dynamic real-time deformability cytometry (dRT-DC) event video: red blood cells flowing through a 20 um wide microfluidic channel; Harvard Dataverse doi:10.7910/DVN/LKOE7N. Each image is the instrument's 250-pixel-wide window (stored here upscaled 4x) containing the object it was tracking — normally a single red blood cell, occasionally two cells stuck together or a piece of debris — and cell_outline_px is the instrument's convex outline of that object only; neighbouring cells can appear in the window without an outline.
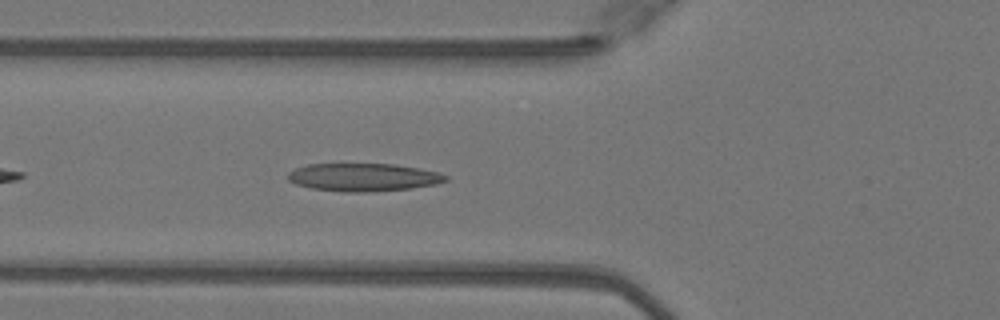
{"species": "Egyptian fruit bat (a non-hibernating species)", "species_latin": "Rousettus aegyptiacus", "temperature_condition": "warm", "stored_images_in_passage": 20, "camera_frame_rate_fps": 3000, "um_per_image_px": 0.085, "animal": {"sex": "female"}, "frame": {"image": 1, "passage_image": 5, "time_ms": 1.333, "image_size_px": [1000, 320], "cell_outline_px": [[448, 180], [436, 184], [412, 188], [372, 192], [348, 192], [312, 188], [296, 184], [288, 180], [288, 172], [296, 168], [308, 164], [396, 164], [420, 168], [440, 172], [448, 176]], "centroid_in_image_um": [30.93, 15.06], "position_along_channel_um": 94.9, "area_um2": 25.78}}
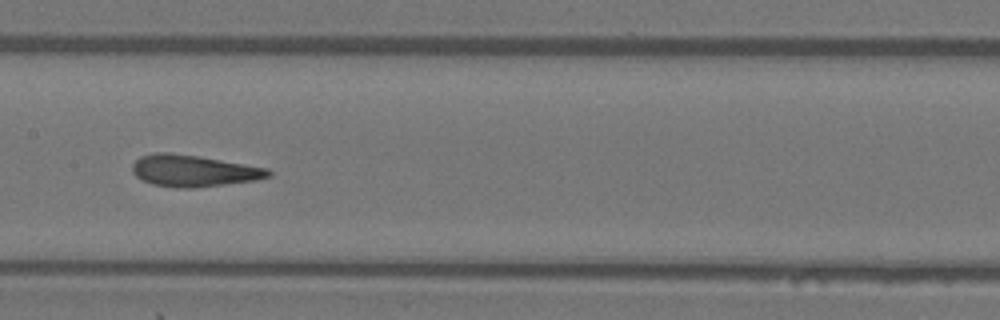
{"frame": {"image": 2, "passage_image": 12, "time_ms": 3.667, "image_size_px": [1000, 320], "cell_outline_px": [[272, 176], [256, 180], [192, 188], [176, 188], [152, 184], [136, 176], [132, 172], [132, 164], [140, 156], [156, 152], [172, 152], [200, 156], [268, 168], [272, 172]], "centroid_in_image_um": [16.45, 14.51], "position_along_channel_um": 190.9, "area_um2": 25.2}}
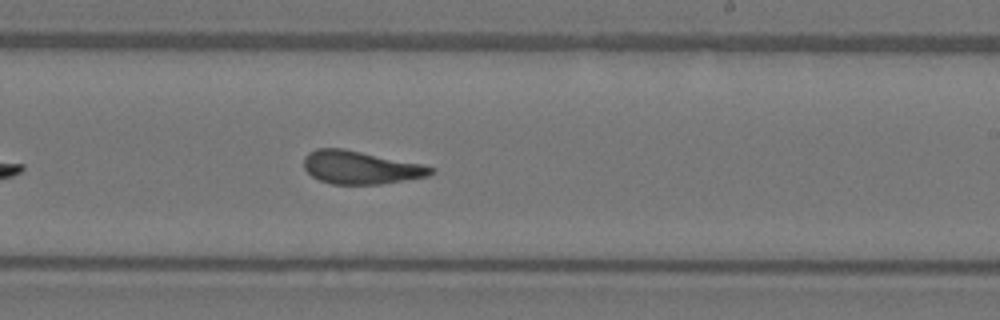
{"frame": {"image": 3, "passage_image": 17, "time_ms": 5.333, "image_size_px": [1000, 320], "cell_outline_px": [[436, 172], [428, 176], [380, 184], [332, 184], [320, 180], [312, 176], [304, 168], [304, 156], [308, 152], [316, 148], [344, 148], [420, 164], [436, 168]], "centroid_in_image_um": [30.63, 14.23], "position_along_channel_um": 258.4, "area_um2": 24.39}}